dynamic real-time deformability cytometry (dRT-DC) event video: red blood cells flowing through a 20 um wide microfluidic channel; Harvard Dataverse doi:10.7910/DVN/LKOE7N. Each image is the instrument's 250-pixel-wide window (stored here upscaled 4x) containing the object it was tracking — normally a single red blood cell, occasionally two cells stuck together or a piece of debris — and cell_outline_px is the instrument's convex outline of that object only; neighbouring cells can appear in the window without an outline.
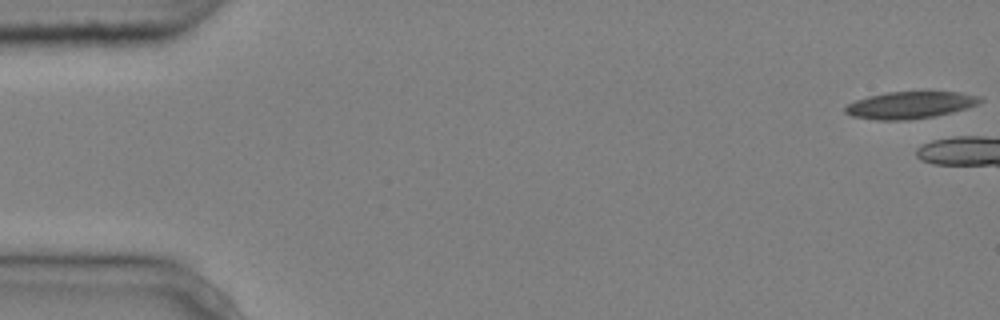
{"species": "common noctule bat (a hibernating species)", "species_latin": "Nyctalus noctula", "temperature_condition": "cold", "stored_images_in_passage": 6, "camera_frame_rate_fps": 3000, "um_per_image_px": 0.085, "animal": {"sex": "male", "body_mass_g": 20.4}, "frame": {"image": 1, "passage_image": 1, "time_ms": 0.0, "image_size_px": [1000, 320], "cell_outline_px": [[984, 100], [968, 108], [936, 116], [912, 120], [876, 120], [852, 116], [844, 112], [844, 108], [848, 104], [856, 100], [868, 96], [884, 92], [960, 92], [980, 96]], "centroid_in_image_um": [77.36, 8.93], "position_along_channel_um": 7.6, "area_um2": 21.39}}
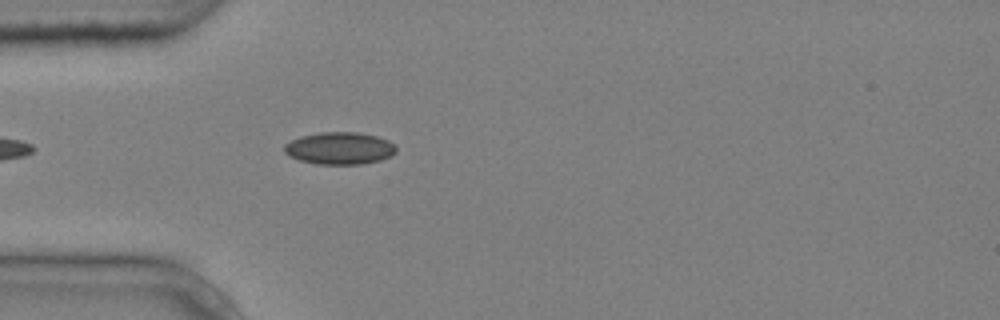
{"frame": {"image": 2, "passage_image": 6, "time_ms": 1.667, "image_size_px": [1000, 320], "cell_outline_px": [[396, 152], [392, 156], [380, 160], [364, 164], [316, 164], [300, 160], [288, 156], [284, 152], [284, 144], [300, 136], [320, 132], [356, 132], [376, 136], [388, 140], [396, 144]], "centroid_in_image_um": [28.88, 12.6], "position_along_channel_um": 56.1, "area_um2": 21.21}}